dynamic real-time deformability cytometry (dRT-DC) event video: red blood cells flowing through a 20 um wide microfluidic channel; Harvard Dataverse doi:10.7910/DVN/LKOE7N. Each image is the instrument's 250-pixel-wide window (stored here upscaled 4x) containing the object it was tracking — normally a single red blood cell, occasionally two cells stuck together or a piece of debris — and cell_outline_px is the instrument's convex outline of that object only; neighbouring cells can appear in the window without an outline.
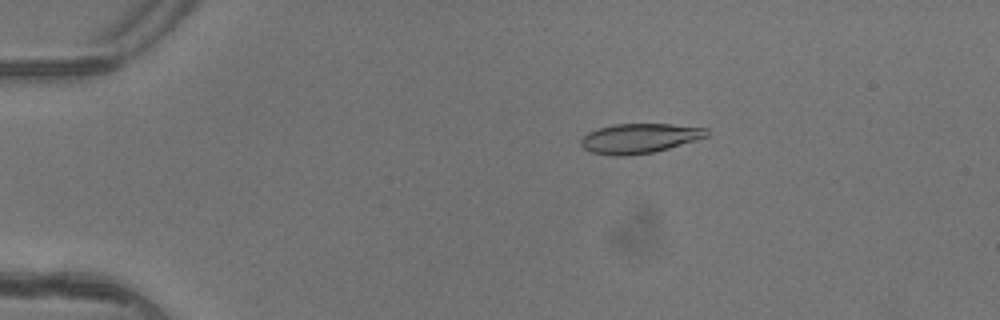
{"species": "common noctule bat (a hibernating species)", "species_latin": "Nyctalus noctula", "temperature_condition": "warm", "stored_images_in_passage": 4, "camera_frame_rate_fps": 3000, "um_per_image_px": 0.085, "animal": {"sex": "female"}, "frame": {"image": 1, "passage_image": 3, "time_ms": 0.667, "image_size_px": [1000, 320], "cell_outline_px": [[708, 136], [696, 140], [668, 148], [652, 152], [624, 156], [612, 156], [592, 152], [584, 148], [580, 144], [580, 140], [588, 132], [596, 128], [612, 124], [672, 124], [708, 128]], "centroid_in_image_um": [54.33, 11.75], "position_along_channel_um": 30.7, "area_um2": 21.79}}
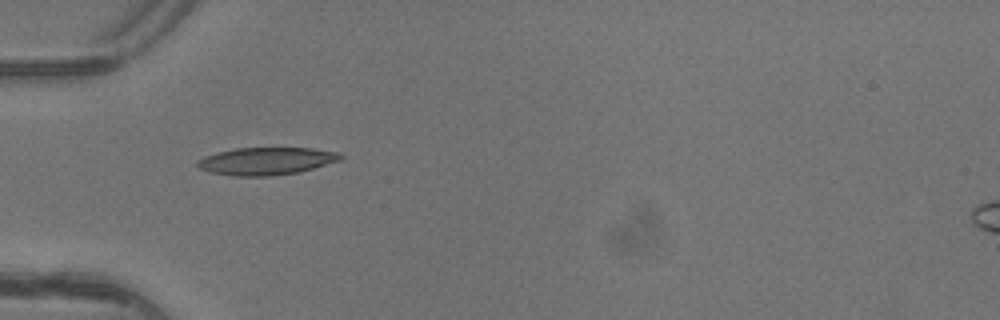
{"frame": {"image": 2, "passage_image": 4, "time_ms": 1.0, "image_size_px": [1000, 320], "cell_outline_px": [[344, 156], [340, 160], [300, 172], [268, 176], [236, 176], [212, 172], [200, 168], [196, 164], [196, 160], [204, 156], [216, 152], [236, 148], [312, 148], [340, 152]], "centroid_in_image_um": [22.65, 13.68], "position_along_channel_um": 62.4, "area_um2": 22.95}}